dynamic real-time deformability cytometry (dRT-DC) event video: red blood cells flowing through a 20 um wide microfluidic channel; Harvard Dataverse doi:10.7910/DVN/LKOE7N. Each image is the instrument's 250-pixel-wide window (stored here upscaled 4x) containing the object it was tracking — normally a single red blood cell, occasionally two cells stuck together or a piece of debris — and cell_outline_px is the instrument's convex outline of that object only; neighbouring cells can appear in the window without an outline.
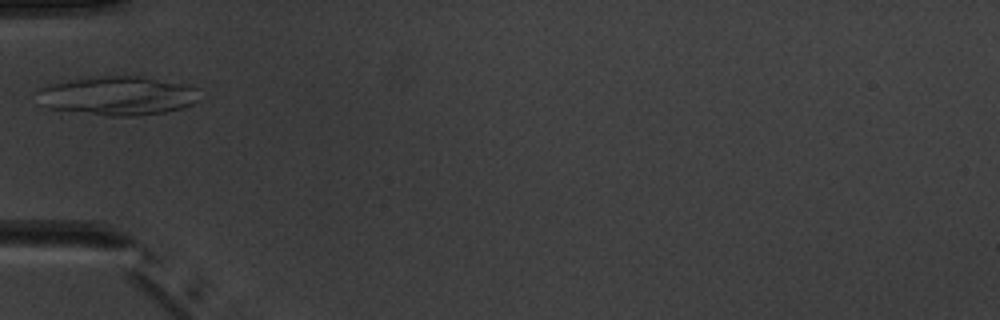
{"species": "common noctule bat (a hibernating species)", "species_latin": "Nyctalus noctula", "temperature_condition": "warm", "stored_images_in_passage": 3, "camera_frame_rate_fps": 3000, "um_per_image_px": 0.085, "animal": {"sex": "male", "body_mass_g": 20.1, "forearm_length_mm": 53.5}, "frame": {"image": 1, "passage_image": 2, "time_ms": 1.333, "image_size_px": [1000, 320], "cell_outline_px": [[200, 100], [192, 104], [180, 108], [164, 112], [136, 116], [108, 116], [44, 108], [36, 104], [36, 92], [40, 88], [52, 84], [100, 76], [144, 76], [184, 84], [200, 88]], "centroid_in_image_um": [9.99, 8.15], "position_along_channel_um": 75.0, "area_um2": 37.22}}
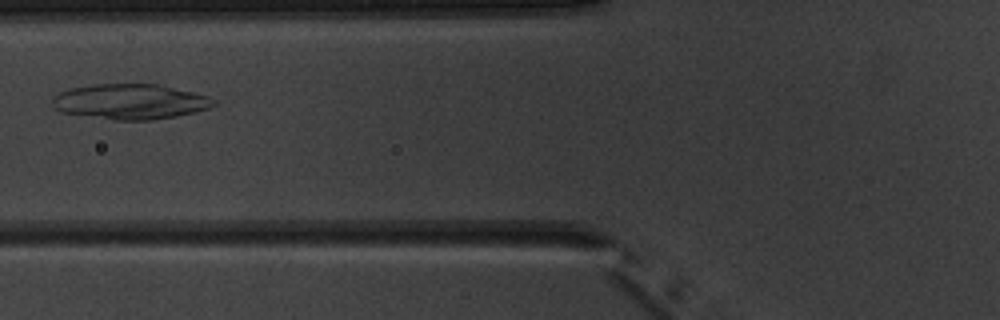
{"frame": {"image": 2, "passage_image": 3, "time_ms": 2.333, "image_size_px": [1000, 320], "cell_outline_px": [[216, 104], [208, 108], [196, 112], [176, 116], [152, 120], [112, 120], [60, 112], [52, 104], [52, 100], [60, 92], [68, 88], [92, 84], [160, 84], [208, 96], [216, 100]], "centroid_in_image_um": [11.07, 8.64], "position_along_channel_um": 114.7, "area_um2": 33.29}}